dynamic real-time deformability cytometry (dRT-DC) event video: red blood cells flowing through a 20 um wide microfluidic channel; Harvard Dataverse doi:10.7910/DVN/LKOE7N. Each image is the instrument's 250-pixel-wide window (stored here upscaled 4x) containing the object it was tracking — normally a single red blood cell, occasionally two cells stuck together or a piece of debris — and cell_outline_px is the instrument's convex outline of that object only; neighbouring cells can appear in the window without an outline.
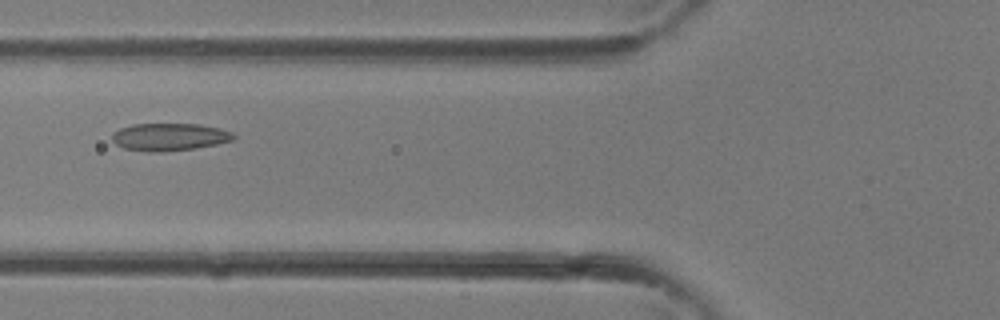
{"species": "common noctule bat (a hibernating species)", "species_latin": "Nyctalus noctula", "temperature_condition": "room temperature", "stored_images_in_passage": 26, "camera_frame_rate_fps": 3000, "um_per_image_px": 0.085, "animal": {"sex": "female"}, "frame": {"image": 1, "passage_image": 4, "time_ms": 1.0, "image_size_px": [1000, 320], "cell_outline_px": [[236, 140], [196, 148], [160, 152], [148, 152], [124, 148], [116, 144], [112, 140], [112, 132], [120, 128], [132, 124], [200, 124], [220, 128], [232, 132], [236, 136]], "centroid_in_image_um": [14.42, 11.64], "position_along_channel_um": 111.4, "area_um2": 19.65}}
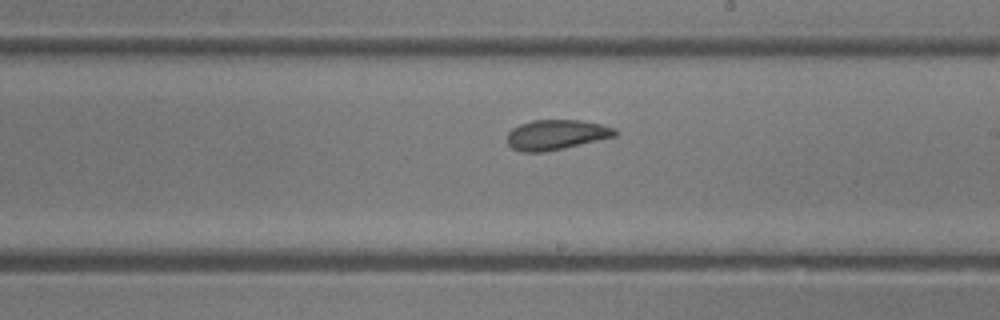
{"frame": {"image": 2, "passage_image": 11, "time_ms": 3.333, "image_size_px": [1000, 320], "cell_outline_px": [[616, 136], [564, 148], [544, 152], [520, 152], [512, 148], [508, 144], [508, 132], [512, 128], [520, 124], [532, 120], [580, 120], [600, 124], [616, 128]], "centroid_in_image_um": [47.26, 11.45], "position_along_channel_um": 241.7, "area_um2": 18.84}}
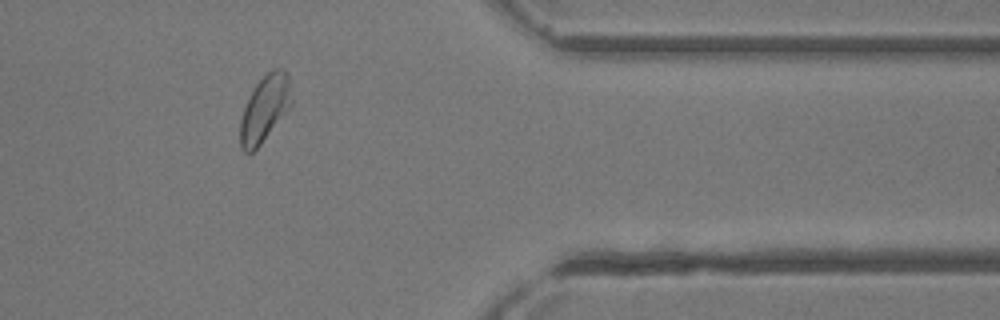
{"frame": {"image": 3, "passage_image": 20, "time_ms": 6.333, "image_size_px": [1000, 320], "cell_outline_px": [[292, 108], [260, 144], [252, 152], [244, 152], [240, 148], [240, 120], [244, 108], [256, 84], [272, 68], [284, 68], [288, 76], [292, 100]], "centroid_in_image_um": [22.53, 9.24], "position_along_channel_um": 388.9, "area_um2": 19.88}}